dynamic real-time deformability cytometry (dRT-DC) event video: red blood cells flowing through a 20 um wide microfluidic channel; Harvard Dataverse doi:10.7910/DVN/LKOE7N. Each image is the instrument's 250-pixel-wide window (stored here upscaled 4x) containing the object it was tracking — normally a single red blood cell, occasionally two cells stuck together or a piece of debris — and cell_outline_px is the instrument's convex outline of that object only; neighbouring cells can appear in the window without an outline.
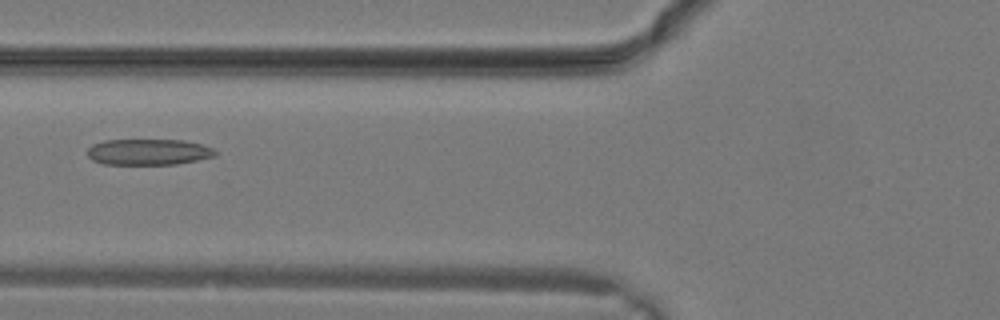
{"species": "common noctule bat (a hibernating species)", "species_latin": "Nyctalus noctula", "temperature_condition": "warm", "stored_images_in_passage": 29, "camera_frame_rate_fps": 3000, "um_per_image_px": 0.085, "animal": {"sex": "male", "body_mass_g": 19.2, "forearm_length_mm": 51.8}, "frame": {"image": 1, "passage_image": 12, "time_ms": 3.667, "image_size_px": [1000, 320], "cell_outline_px": [[216, 156], [176, 164], [104, 164], [92, 160], [88, 156], [88, 148], [92, 144], [104, 140], [184, 140], [204, 144], [212, 148], [216, 152]], "centroid_in_image_um": [12.62, 12.91], "position_along_channel_um": 113.2, "area_um2": 19.42}}
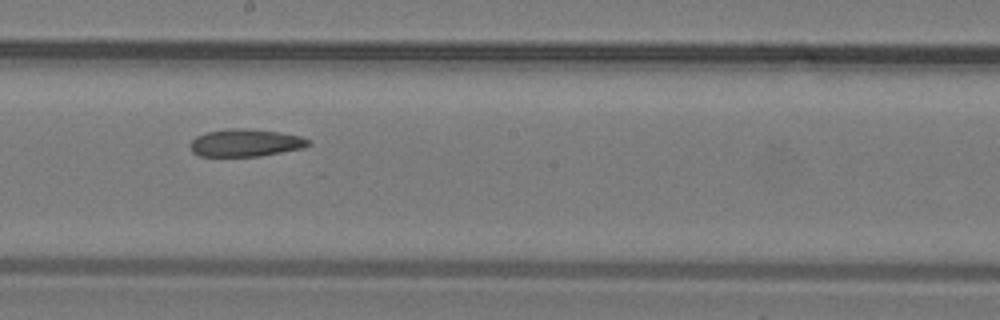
{"frame": {"image": 2, "passage_image": 17, "time_ms": 5.333, "image_size_px": [1000, 320], "cell_outline_px": [[312, 144], [304, 148], [260, 156], [200, 156], [192, 152], [192, 140], [196, 136], [208, 132], [228, 128], [244, 128], [280, 132], [300, 136], [308, 140]], "centroid_in_image_um": [20.9, 12.14], "position_along_channel_um": 227.3, "area_um2": 18.84}}
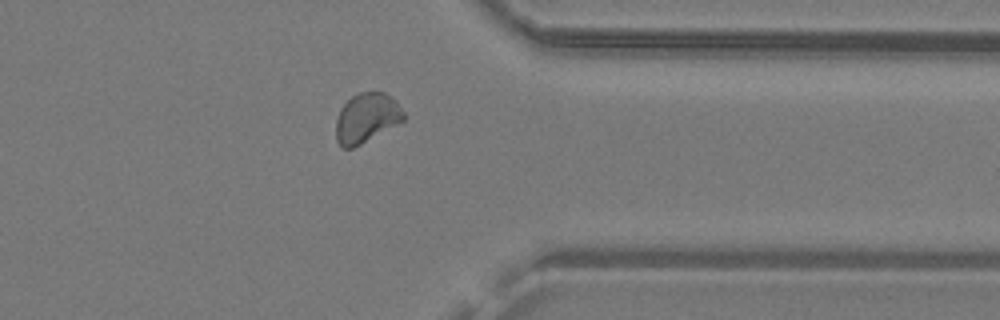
{"frame": {"image": 3, "passage_image": 24, "time_ms": 7.667, "image_size_px": [1000, 320], "cell_outline_px": [[408, 116], [404, 120], [360, 144], [352, 148], [340, 148], [336, 140], [336, 120], [340, 108], [352, 96], [360, 92], [384, 92], [396, 100]], "centroid_in_image_um": [31.16, 10.02], "position_along_channel_um": 380.2, "area_um2": 19.59}}